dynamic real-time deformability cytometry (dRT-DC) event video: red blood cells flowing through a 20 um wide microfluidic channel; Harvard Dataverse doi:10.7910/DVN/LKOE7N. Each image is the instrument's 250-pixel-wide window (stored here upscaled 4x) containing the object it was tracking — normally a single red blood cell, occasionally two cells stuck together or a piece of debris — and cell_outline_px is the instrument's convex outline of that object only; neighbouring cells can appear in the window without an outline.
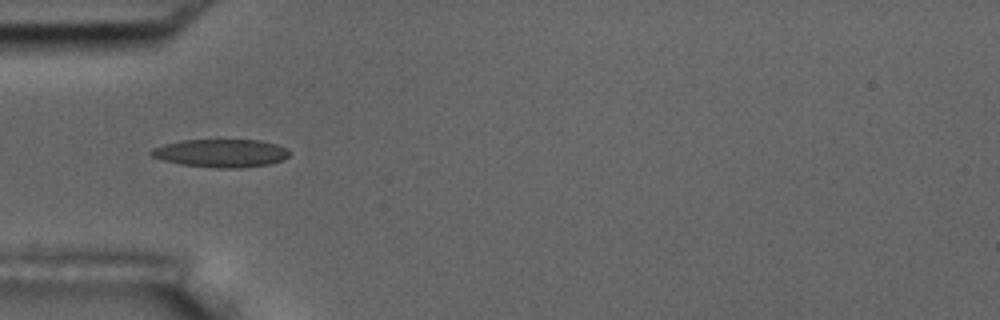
{"species": "common noctule bat (a hibernating species)", "species_latin": "Nyctalus noctula", "temperature_condition": "room temperature", "stored_images_in_passage": 9, "camera_frame_rate_fps": 3000, "um_per_image_px": 0.085, "animal": {"sex": "male", "body_mass_g": 17.5, "forearm_length_mm": 52.3}, "frame": {"image": 1, "passage_image": 6, "time_ms": 5.667, "image_size_px": [1000, 320], "cell_outline_px": [[288, 156], [280, 160], [268, 164], [240, 168], [216, 168], [180, 164], [164, 160], [152, 156], [148, 152], [152, 148], [164, 144], [180, 140], [260, 140], [276, 144], [284, 148], [288, 152]], "centroid_in_image_um": [18.72, 13.01], "position_along_channel_um": 66.3, "area_um2": 22.43}}
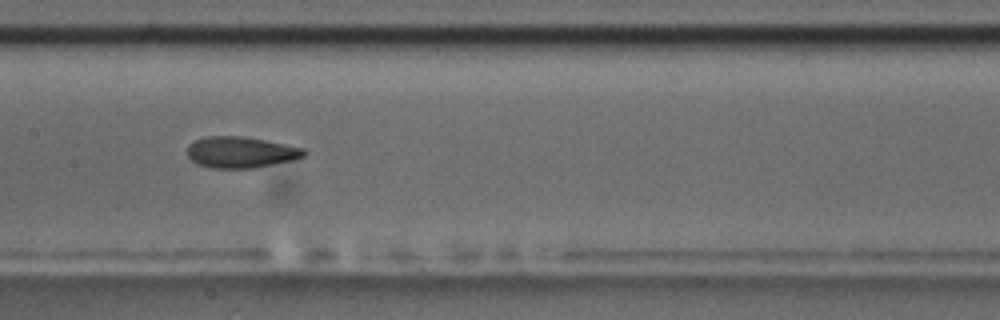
{"frame": {"image": 2, "passage_image": 9, "time_ms": 9.0, "image_size_px": [1000, 320], "cell_outline_px": [[308, 152], [304, 156], [292, 160], [252, 168], [212, 168], [196, 164], [188, 156], [188, 144], [204, 136], [240, 136], [264, 140], [304, 148]], "centroid_in_image_um": [20.45, 12.94], "position_along_channel_um": 187.0, "area_um2": 21.1}}